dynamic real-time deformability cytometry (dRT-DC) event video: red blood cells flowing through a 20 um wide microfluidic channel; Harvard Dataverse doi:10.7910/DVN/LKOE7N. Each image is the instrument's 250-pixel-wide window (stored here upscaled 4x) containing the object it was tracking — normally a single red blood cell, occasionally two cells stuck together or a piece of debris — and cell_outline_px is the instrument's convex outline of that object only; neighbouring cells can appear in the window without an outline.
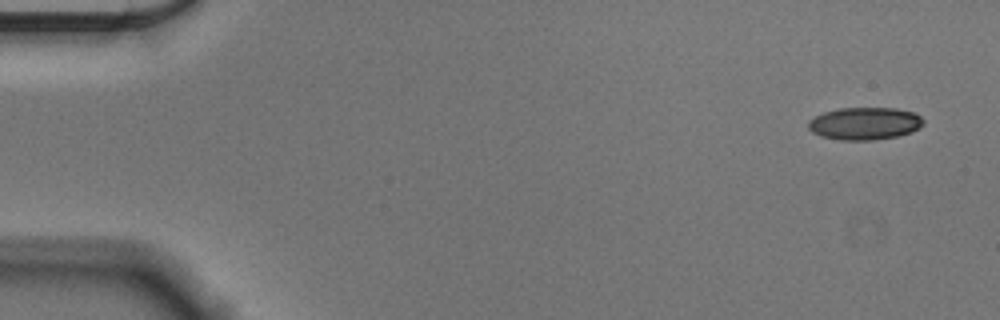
{"species": "Egyptian fruit bat (a non-hibernating species)", "species_latin": "Rousettus aegyptiacus", "temperature_condition": "cold", "stored_images_in_passage": 10, "camera_frame_rate_fps": 3000, "um_per_image_px": 0.085, "animal": {"sex": "male"}, "frame": {"image": 1, "passage_image": 1, "time_ms": 0.0, "image_size_px": [1000, 320], "cell_outline_px": [[924, 124], [920, 128], [912, 132], [896, 136], [872, 140], [840, 140], [820, 136], [812, 132], [808, 128], [808, 120], [824, 112], [840, 108], [896, 108], [916, 112], [924, 120]], "centroid_in_image_um": [73.52, 10.49], "position_along_channel_um": 11.5, "area_um2": 21.96}}